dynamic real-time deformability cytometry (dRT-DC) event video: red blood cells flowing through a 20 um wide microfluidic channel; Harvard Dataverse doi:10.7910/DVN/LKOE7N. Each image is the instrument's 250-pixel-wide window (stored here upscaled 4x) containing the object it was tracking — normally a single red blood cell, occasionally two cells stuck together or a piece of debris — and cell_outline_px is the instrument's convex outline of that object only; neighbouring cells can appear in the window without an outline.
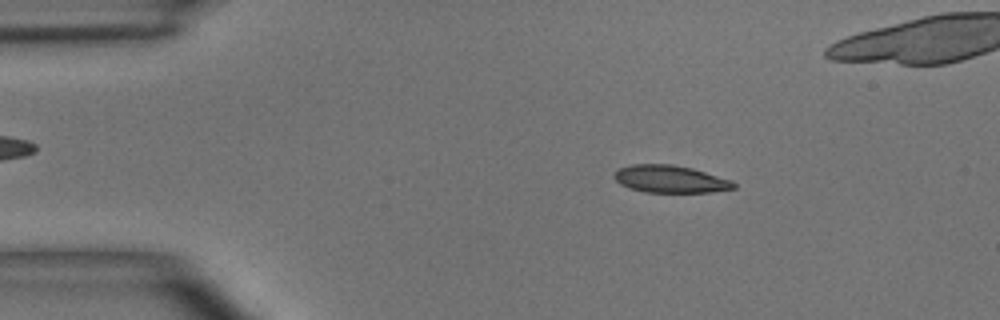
{"species": "common noctule bat (a hibernating species)", "species_latin": "Nyctalus noctula", "temperature_condition": "room temperature", "stored_images_in_passage": 6, "camera_frame_rate_fps": 3000, "um_per_image_px": 0.085, "animal": {"sex": "male", "body_mass_g": 15.6}, "frame": {"image": 1, "passage_image": 2, "time_ms": 1.0, "image_size_px": [1000, 320], "cell_outline_px": [[736, 188], [712, 192], [644, 192], [628, 188], [620, 184], [612, 176], [616, 168], [632, 164], [672, 164], [692, 168], [732, 180], [736, 184]], "centroid_in_image_um": [56.93, 15.21], "position_along_channel_um": 28.1, "area_um2": 19.31}}
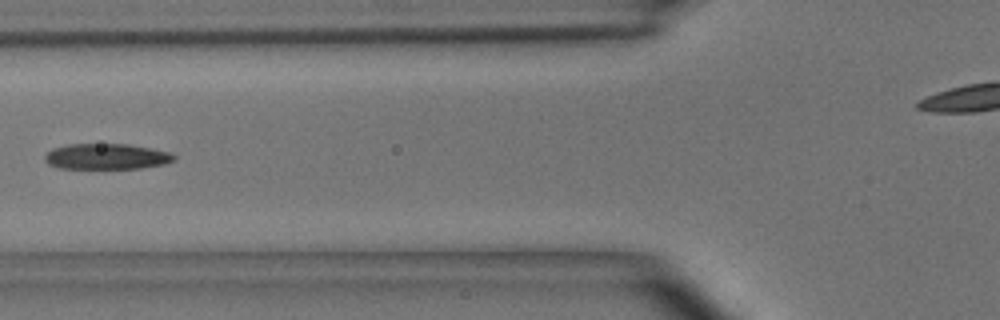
{"frame": {"image": 2, "passage_image": 5, "time_ms": 4.667, "image_size_px": [1000, 320], "cell_outline_px": [[176, 160], [164, 164], [140, 168], [60, 168], [48, 164], [44, 160], [44, 156], [52, 148], [68, 144], [128, 144], [168, 152], [176, 156]], "centroid_in_image_um": [9.03, 13.3], "position_along_channel_um": 116.8, "area_um2": 19.25}}